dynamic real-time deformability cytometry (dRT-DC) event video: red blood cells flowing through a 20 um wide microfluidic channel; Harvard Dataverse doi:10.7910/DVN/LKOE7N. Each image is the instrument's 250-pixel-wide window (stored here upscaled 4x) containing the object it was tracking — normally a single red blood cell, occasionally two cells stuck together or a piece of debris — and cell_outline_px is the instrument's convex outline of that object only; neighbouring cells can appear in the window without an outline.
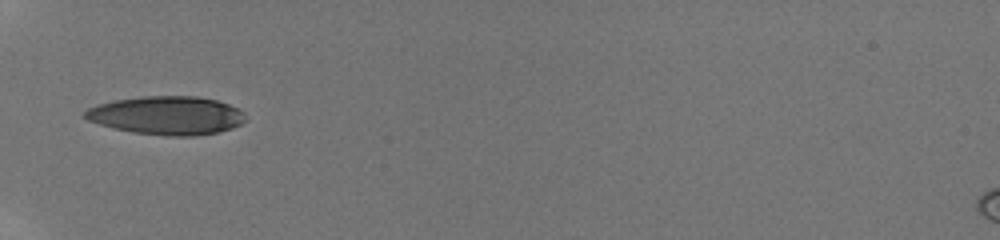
{"species": "human", "species_latin": "Homo sapiens", "temperature_condition": "room temperature", "stored_images_in_passage": 8, "camera_frame_rate_fps": 3000, "um_per_image_px": 0.085, "donor": {"sex": "male"}, "frame": {"image": 1, "passage_image": 1, "time_ms": 0.0, "image_size_px": [1000, 240], "cell_outline_px": [[244, 120], [240, 124], [232, 128], [216, 132], [196, 136], [168, 136], [132, 132], [112, 128], [88, 120], [80, 116], [88, 108], [96, 104], [116, 100], [144, 96], [196, 96], [216, 100], [240, 108], [244, 112]], "centroid_in_image_um": [14.15, 9.81], "position_along_channel_um": 70.8, "area_um2": 36.07}}
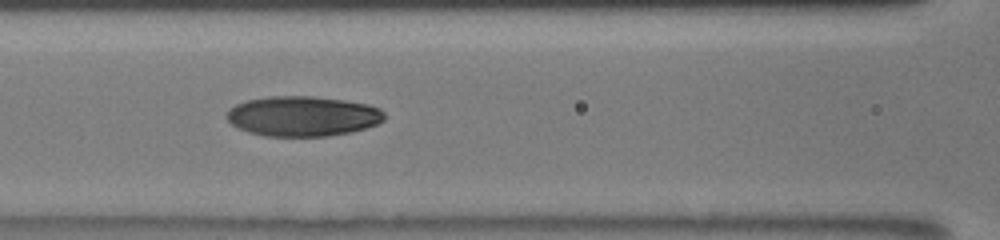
{"frame": {"image": 2, "passage_image": 6, "time_ms": 2.0, "image_size_px": [1000, 240], "cell_outline_px": [[384, 120], [376, 124], [352, 132], [328, 136], [264, 136], [248, 132], [236, 128], [224, 116], [228, 108], [236, 104], [248, 100], [268, 96], [312, 96], [344, 100], [368, 104], [380, 108], [384, 112]], "centroid_in_image_um": [25.7, 9.87], "position_along_channel_um": 140.9, "area_um2": 37.11}}
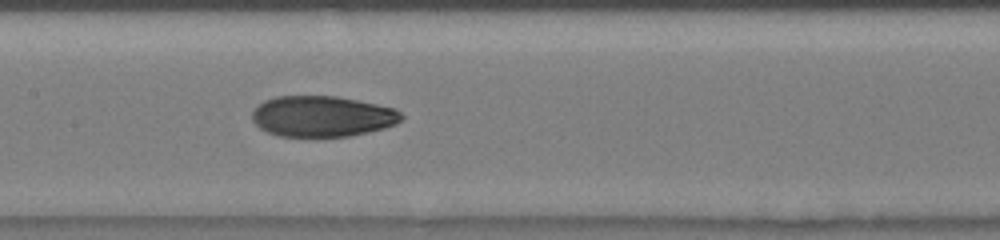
{"frame": {"image": 3, "passage_image": 8, "time_ms": 3.0, "image_size_px": [1000, 240], "cell_outline_px": [[404, 120], [396, 124], [384, 128], [368, 132], [348, 136], [280, 136], [268, 132], [260, 128], [252, 120], [252, 112], [264, 100], [276, 96], [336, 96], [396, 108], [404, 116]], "centroid_in_image_um": [27.42, 9.88], "position_along_channel_um": 180.0, "area_um2": 35.49}}